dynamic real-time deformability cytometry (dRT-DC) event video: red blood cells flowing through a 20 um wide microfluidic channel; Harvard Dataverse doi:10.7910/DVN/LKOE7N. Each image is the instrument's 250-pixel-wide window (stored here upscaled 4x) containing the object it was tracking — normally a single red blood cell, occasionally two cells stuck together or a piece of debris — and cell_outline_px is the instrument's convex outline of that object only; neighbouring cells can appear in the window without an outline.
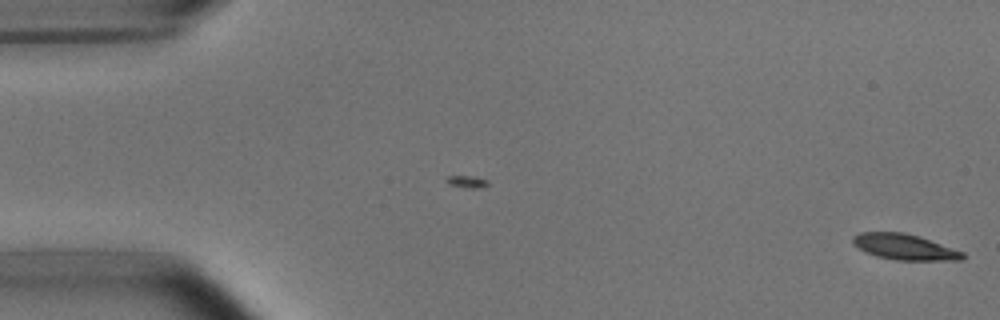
{"species": "common noctule bat (a hibernating species)", "species_latin": "Nyctalus noctula", "temperature_condition": "room temperature", "stored_images_in_passage": 6, "camera_frame_rate_fps": 3000, "um_per_image_px": 0.085, "animal": {"sex": "male", "body_mass_g": 15.6}, "frame": {"image": 1, "passage_image": 6, "time_ms": 1.667, "image_size_px": [1000, 320], "cell_outline_px": [[964, 260], [896, 260], [876, 256], [864, 252], [852, 244], [852, 236], [860, 232], [904, 232], [920, 236], [964, 252]], "centroid_in_image_um": [76.86, 20.98], "position_along_channel_um": 8.1, "area_um2": 16.65}}